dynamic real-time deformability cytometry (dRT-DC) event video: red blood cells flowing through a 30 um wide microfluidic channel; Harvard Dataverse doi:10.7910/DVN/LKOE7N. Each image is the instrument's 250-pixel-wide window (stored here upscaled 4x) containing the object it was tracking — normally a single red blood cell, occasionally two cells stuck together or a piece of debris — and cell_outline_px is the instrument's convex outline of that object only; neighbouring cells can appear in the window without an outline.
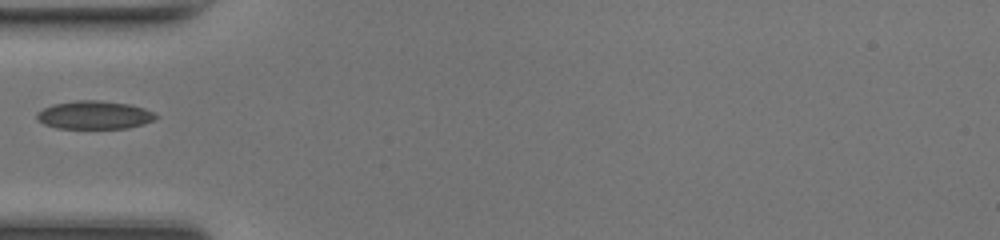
{"species": "common noctule bat (a hibernating species)", "species_latin": "Nyctalus noctula", "temperature_condition": "room temperature", "stored_images_in_passage": 30, "camera_frame_rate_fps": 3000, "um_per_image_px": 0.085, "animal": {"sex": "female", "body_mass_g": 17.0, "forearm_length_mm": 48.0}, "frame": {"image": 1, "passage_image": 1, "time_ms": 0.0, "image_size_px": [1000, 240], "cell_outline_px": [[160, 116], [144, 124], [128, 128], [56, 128], [44, 124], [36, 120], [36, 112], [52, 104], [76, 100], [100, 100], [128, 104], [144, 108]], "centroid_in_image_um": [7.99, 9.77], "position_along_channel_um": 77.0, "area_um2": 19.65}}
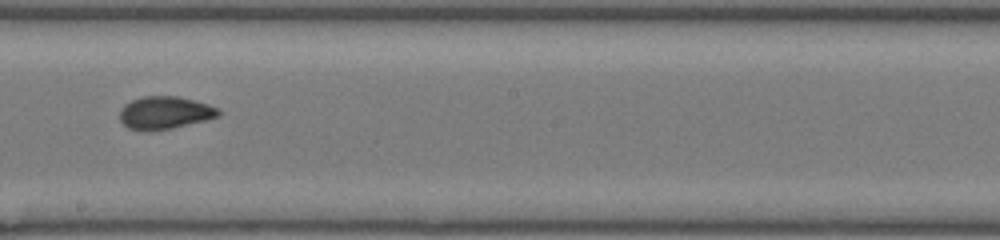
{"frame": {"image": 2, "passage_image": 12, "time_ms": 3.667, "image_size_px": [1000, 240], "cell_outline_px": [[220, 116], [172, 128], [152, 132], [144, 132], [128, 128], [120, 120], [120, 108], [124, 104], [132, 100], [144, 96], [176, 96], [208, 104], [216, 108], [220, 112]], "centroid_in_image_um": [13.95, 9.6], "position_along_channel_um": 234.2, "area_um2": 18.84}}
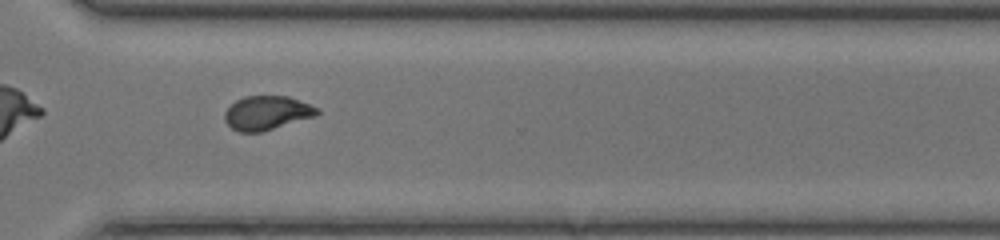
{"frame": {"image": 3, "passage_image": 20, "time_ms": 6.333, "image_size_px": [1000, 240], "cell_outline_px": [[320, 112], [316, 116], [260, 132], [240, 132], [232, 128], [224, 120], [224, 112], [236, 100], [244, 96], [288, 96], [320, 108]], "centroid_in_image_um": [22.69, 9.59], "position_along_channel_um": 347.9, "area_um2": 18.26}}